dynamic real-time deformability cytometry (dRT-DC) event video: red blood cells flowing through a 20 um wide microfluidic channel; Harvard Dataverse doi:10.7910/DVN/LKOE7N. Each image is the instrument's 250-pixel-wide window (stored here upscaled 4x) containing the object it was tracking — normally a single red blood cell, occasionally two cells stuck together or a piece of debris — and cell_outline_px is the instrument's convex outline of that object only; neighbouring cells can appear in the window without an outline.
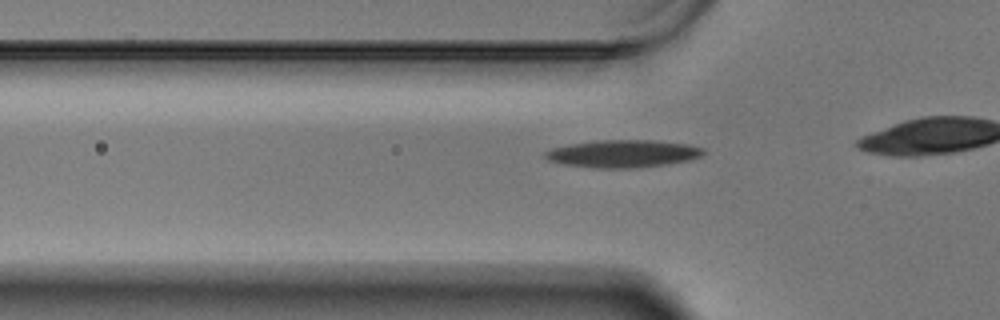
{"species": "Egyptian fruit bat (a non-hibernating species)", "species_latin": "Rousettus aegyptiacus", "temperature_condition": "warm", "stored_images_in_passage": 44, "camera_frame_rate_fps": 3000, "um_per_image_px": 0.085, "animal": {"sex": "male"}, "frame": {"image": 1, "passage_image": 16, "time_ms": 5.0, "image_size_px": [1000, 320], "cell_outline_px": [[704, 152], [700, 156], [692, 160], [668, 164], [636, 168], [592, 168], [564, 164], [548, 160], [544, 156], [544, 152], [552, 148], [572, 144], [596, 140], [652, 140], [688, 144], [704, 148]], "centroid_in_image_um": [52.97, 13.07], "position_along_channel_um": 72.8, "area_um2": 25.49}}
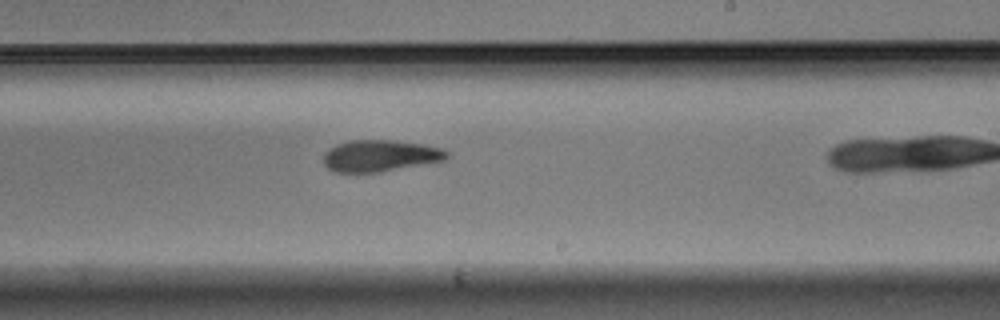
{"frame": {"image": 2, "passage_image": 32, "time_ms": 10.333, "image_size_px": [1000, 320], "cell_outline_px": [[448, 156], [444, 160], [380, 172], [336, 172], [328, 168], [324, 164], [324, 152], [336, 144], [352, 140], [392, 140], [424, 144], [440, 148], [448, 152]], "centroid_in_image_um": [32.29, 13.23], "position_along_channel_um": 256.7, "area_um2": 22.54}}
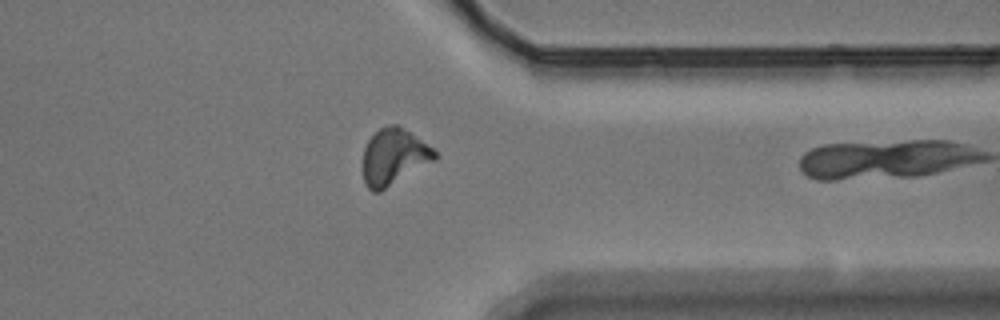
{"frame": {"image": 3, "passage_image": 43, "time_ms": 14.0, "image_size_px": [1000, 320], "cell_outline_px": [[436, 160], [380, 192], [372, 192], [364, 184], [364, 148], [368, 140], [380, 128], [392, 124], [396, 124], [404, 128], [432, 148], [436, 152]], "centroid_in_image_um": [33.47, 13.35], "position_along_channel_um": 377.9, "area_um2": 23.35}}